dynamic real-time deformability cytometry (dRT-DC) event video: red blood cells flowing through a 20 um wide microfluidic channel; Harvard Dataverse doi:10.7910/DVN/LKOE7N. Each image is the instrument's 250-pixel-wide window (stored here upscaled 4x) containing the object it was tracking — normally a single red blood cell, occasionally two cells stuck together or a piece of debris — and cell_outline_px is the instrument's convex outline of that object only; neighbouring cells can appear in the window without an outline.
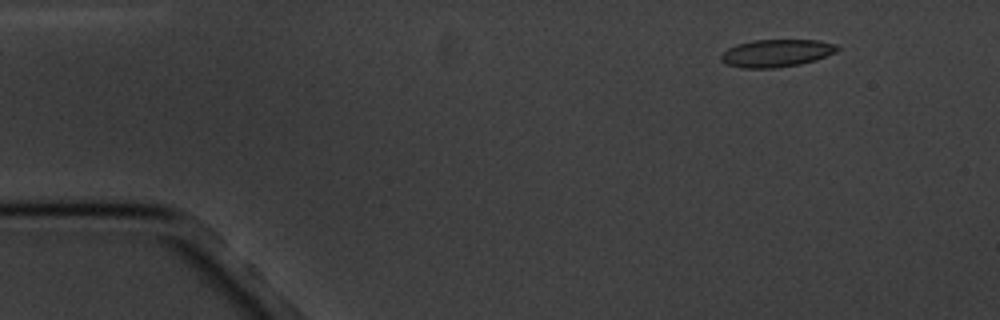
{"species": "common noctule bat (a hibernating species)", "species_latin": "Nyctalus noctula", "temperature_condition": "cold", "stored_images_in_passage": 6, "camera_frame_rate_fps": 3000, "um_per_image_px": 0.085, "animal": {"sex": "male", "body_mass_g": 20.1, "forearm_length_mm": 53.5}, "frame": {"image": 1, "passage_image": 2, "time_ms": 1.0, "image_size_px": [1000, 320], "cell_outline_px": [[840, 48], [836, 52], [816, 60], [800, 64], [776, 68], [740, 68], [728, 64], [720, 60], [720, 56], [728, 48], [736, 44], [752, 40], [816, 40], [836, 44]], "centroid_in_image_um": [65.99, 4.52], "position_along_channel_um": 19.0, "area_um2": 18.73}}
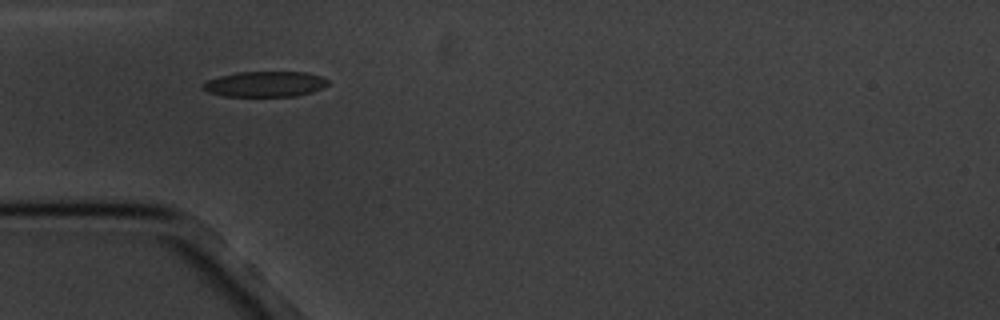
{"frame": {"image": 2, "passage_image": 5, "time_ms": 4.667, "image_size_px": [1000, 320], "cell_outline_px": [[328, 84], [312, 92], [296, 96], [224, 96], [208, 92], [200, 88], [200, 84], [208, 80], [220, 76], [236, 72], [304, 72], [320, 76], [328, 80]], "centroid_in_image_um": [22.47, 7.15], "position_along_channel_um": 62.5, "area_um2": 18.55}}
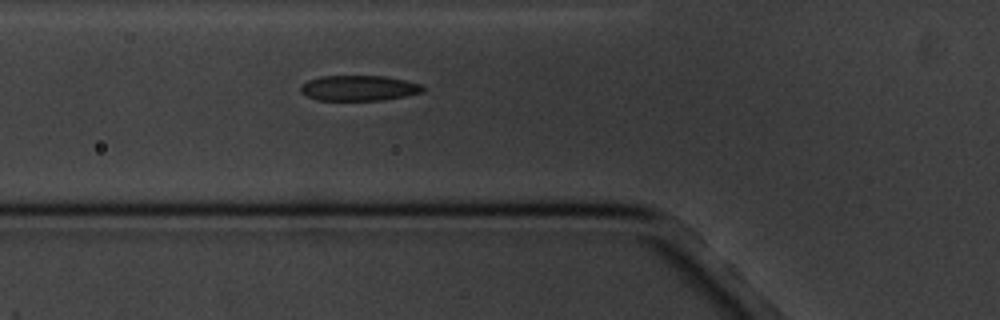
{"frame": {"image": 3, "passage_image": 6, "time_ms": 5.667, "image_size_px": [1000, 320], "cell_outline_px": [[424, 92], [384, 100], [316, 100], [304, 96], [300, 92], [300, 88], [308, 80], [320, 76], [384, 76], [404, 80], [420, 84], [424, 88]], "centroid_in_image_um": [30.47, 7.49], "position_along_channel_um": 95.3, "area_um2": 18.09}}